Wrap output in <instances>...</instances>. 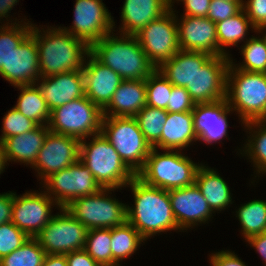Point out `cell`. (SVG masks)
Instances as JSON below:
<instances>
[{
    "label": "cell",
    "instance_id": "44",
    "mask_svg": "<svg viewBox=\"0 0 266 266\" xmlns=\"http://www.w3.org/2000/svg\"><path fill=\"white\" fill-rule=\"evenodd\" d=\"M242 7L255 29L266 24V0L243 1Z\"/></svg>",
    "mask_w": 266,
    "mask_h": 266
},
{
    "label": "cell",
    "instance_id": "42",
    "mask_svg": "<svg viewBox=\"0 0 266 266\" xmlns=\"http://www.w3.org/2000/svg\"><path fill=\"white\" fill-rule=\"evenodd\" d=\"M243 0H211L207 17L214 23L235 16L242 7Z\"/></svg>",
    "mask_w": 266,
    "mask_h": 266
},
{
    "label": "cell",
    "instance_id": "28",
    "mask_svg": "<svg viewBox=\"0 0 266 266\" xmlns=\"http://www.w3.org/2000/svg\"><path fill=\"white\" fill-rule=\"evenodd\" d=\"M195 184L214 213L232 204L230 188L214 169L201 163L196 171Z\"/></svg>",
    "mask_w": 266,
    "mask_h": 266
},
{
    "label": "cell",
    "instance_id": "19",
    "mask_svg": "<svg viewBox=\"0 0 266 266\" xmlns=\"http://www.w3.org/2000/svg\"><path fill=\"white\" fill-rule=\"evenodd\" d=\"M0 75L15 87L33 85L39 81L41 75L38 48L31 33L11 52L6 67L1 68Z\"/></svg>",
    "mask_w": 266,
    "mask_h": 266
},
{
    "label": "cell",
    "instance_id": "33",
    "mask_svg": "<svg viewBox=\"0 0 266 266\" xmlns=\"http://www.w3.org/2000/svg\"><path fill=\"white\" fill-rule=\"evenodd\" d=\"M241 225V233L245 240L266 232V200H253L241 204L236 211Z\"/></svg>",
    "mask_w": 266,
    "mask_h": 266
},
{
    "label": "cell",
    "instance_id": "11",
    "mask_svg": "<svg viewBox=\"0 0 266 266\" xmlns=\"http://www.w3.org/2000/svg\"><path fill=\"white\" fill-rule=\"evenodd\" d=\"M174 12L170 8L136 34L141 48L156 69L180 50Z\"/></svg>",
    "mask_w": 266,
    "mask_h": 266
},
{
    "label": "cell",
    "instance_id": "5",
    "mask_svg": "<svg viewBox=\"0 0 266 266\" xmlns=\"http://www.w3.org/2000/svg\"><path fill=\"white\" fill-rule=\"evenodd\" d=\"M79 160L90 170L101 188L121 189L136 176L102 133L90 142L80 140Z\"/></svg>",
    "mask_w": 266,
    "mask_h": 266
},
{
    "label": "cell",
    "instance_id": "23",
    "mask_svg": "<svg viewBox=\"0 0 266 266\" xmlns=\"http://www.w3.org/2000/svg\"><path fill=\"white\" fill-rule=\"evenodd\" d=\"M170 8L165 0H125L121 12L122 26L119 28V33L136 35Z\"/></svg>",
    "mask_w": 266,
    "mask_h": 266
},
{
    "label": "cell",
    "instance_id": "39",
    "mask_svg": "<svg viewBox=\"0 0 266 266\" xmlns=\"http://www.w3.org/2000/svg\"><path fill=\"white\" fill-rule=\"evenodd\" d=\"M146 84V105L167 109L173 85L155 69L145 80Z\"/></svg>",
    "mask_w": 266,
    "mask_h": 266
},
{
    "label": "cell",
    "instance_id": "6",
    "mask_svg": "<svg viewBox=\"0 0 266 266\" xmlns=\"http://www.w3.org/2000/svg\"><path fill=\"white\" fill-rule=\"evenodd\" d=\"M163 151L158 152L152 147L143 168L136 176L150 186L168 191L193 185L201 164L194 163L179 150Z\"/></svg>",
    "mask_w": 266,
    "mask_h": 266
},
{
    "label": "cell",
    "instance_id": "32",
    "mask_svg": "<svg viewBox=\"0 0 266 266\" xmlns=\"http://www.w3.org/2000/svg\"><path fill=\"white\" fill-rule=\"evenodd\" d=\"M243 126L245 130L249 129L250 136L246 139L248 141L242 153L251 159V162L253 160V166L256 168L254 172L259 177L260 173L266 174V124L263 121H253L244 123Z\"/></svg>",
    "mask_w": 266,
    "mask_h": 266
},
{
    "label": "cell",
    "instance_id": "49",
    "mask_svg": "<svg viewBox=\"0 0 266 266\" xmlns=\"http://www.w3.org/2000/svg\"><path fill=\"white\" fill-rule=\"evenodd\" d=\"M246 242L256 249L266 266V232L251 236Z\"/></svg>",
    "mask_w": 266,
    "mask_h": 266
},
{
    "label": "cell",
    "instance_id": "46",
    "mask_svg": "<svg viewBox=\"0 0 266 266\" xmlns=\"http://www.w3.org/2000/svg\"><path fill=\"white\" fill-rule=\"evenodd\" d=\"M183 2V16L207 17L211 0H178Z\"/></svg>",
    "mask_w": 266,
    "mask_h": 266
},
{
    "label": "cell",
    "instance_id": "34",
    "mask_svg": "<svg viewBox=\"0 0 266 266\" xmlns=\"http://www.w3.org/2000/svg\"><path fill=\"white\" fill-rule=\"evenodd\" d=\"M16 21L17 19L13 23L11 21V24L6 22L7 25L5 23L0 25V71L2 67H6L11 52L22 43L32 30L33 24L29 23L30 21L27 23L24 21L22 24L19 19L18 23Z\"/></svg>",
    "mask_w": 266,
    "mask_h": 266
},
{
    "label": "cell",
    "instance_id": "31",
    "mask_svg": "<svg viewBox=\"0 0 266 266\" xmlns=\"http://www.w3.org/2000/svg\"><path fill=\"white\" fill-rule=\"evenodd\" d=\"M249 28L256 32L245 11L242 9L235 16L216 23L218 48L226 55L230 56L225 50V46H237L238 43L248 40L247 33ZM246 36V37H245Z\"/></svg>",
    "mask_w": 266,
    "mask_h": 266
},
{
    "label": "cell",
    "instance_id": "24",
    "mask_svg": "<svg viewBox=\"0 0 266 266\" xmlns=\"http://www.w3.org/2000/svg\"><path fill=\"white\" fill-rule=\"evenodd\" d=\"M196 141L192 111L168 112L161 138L153 148L181 151Z\"/></svg>",
    "mask_w": 266,
    "mask_h": 266
},
{
    "label": "cell",
    "instance_id": "48",
    "mask_svg": "<svg viewBox=\"0 0 266 266\" xmlns=\"http://www.w3.org/2000/svg\"><path fill=\"white\" fill-rule=\"evenodd\" d=\"M14 192L0 194V225L12 220Z\"/></svg>",
    "mask_w": 266,
    "mask_h": 266
},
{
    "label": "cell",
    "instance_id": "27",
    "mask_svg": "<svg viewBox=\"0 0 266 266\" xmlns=\"http://www.w3.org/2000/svg\"><path fill=\"white\" fill-rule=\"evenodd\" d=\"M211 57L204 52L179 50L171 59L157 69L173 85L186 87L192 82L195 72Z\"/></svg>",
    "mask_w": 266,
    "mask_h": 266
},
{
    "label": "cell",
    "instance_id": "3",
    "mask_svg": "<svg viewBox=\"0 0 266 266\" xmlns=\"http://www.w3.org/2000/svg\"><path fill=\"white\" fill-rule=\"evenodd\" d=\"M109 33L90 47V53L123 80H146L156 69L140 46L136 35Z\"/></svg>",
    "mask_w": 266,
    "mask_h": 266
},
{
    "label": "cell",
    "instance_id": "51",
    "mask_svg": "<svg viewBox=\"0 0 266 266\" xmlns=\"http://www.w3.org/2000/svg\"><path fill=\"white\" fill-rule=\"evenodd\" d=\"M19 2V0H0V21L3 17L7 18L8 21V13L13 9V7Z\"/></svg>",
    "mask_w": 266,
    "mask_h": 266
},
{
    "label": "cell",
    "instance_id": "41",
    "mask_svg": "<svg viewBox=\"0 0 266 266\" xmlns=\"http://www.w3.org/2000/svg\"><path fill=\"white\" fill-rule=\"evenodd\" d=\"M30 237L11 221L0 225V259L20 248Z\"/></svg>",
    "mask_w": 266,
    "mask_h": 266
},
{
    "label": "cell",
    "instance_id": "52",
    "mask_svg": "<svg viewBox=\"0 0 266 266\" xmlns=\"http://www.w3.org/2000/svg\"><path fill=\"white\" fill-rule=\"evenodd\" d=\"M6 163L8 164L5 159L3 144L0 142V174L3 173L5 166H7Z\"/></svg>",
    "mask_w": 266,
    "mask_h": 266
},
{
    "label": "cell",
    "instance_id": "47",
    "mask_svg": "<svg viewBox=\"0 0 266 266\" xmlns=\"http://www.w3.org/2000/svg\"><path fill=\"white\" fill-rule=\"evenodd\" d=\"M65 255L68 266H100L84 249Z\"/></svg>",
    "mask_w": 266,
    "mask_h": 266
},
{
    "label": "cell",
    "instance_id": "36",
    "mask_svg": "<svg viewBox=\"0 0 266 266\" xmlns=\"http://www.w3.org/2000/svg\"><path fill=\"white\" fill-rule=\"evenodd\" d=\"M168 112L151 106H144L134 117L145 140L153 147L161 138Z\"/></svg>",
    "mask_w": 266,
    "mask_h": 266
},
{
    "label": "cell",
    "instance_id": "53",
    "mask_svg": "<svg viewBox=\"0 0 266 266\" xmlns=\"http://www.w3.org/2000/svg\"><path fill=\"white\" fill-rule=\"evenodd\" d=\"M265 31V33L263 34V32L261 31ZM256 33H262V39L264 40L265 44H266V24H263L261 26H259L257 29H256Z\"/></svg>",
    "mask_w": 266,
    "mask_h": 266
},
{
    "label": "cell",
    "instance_id": "18",
    "mask_svg": "<svg viewBox=\"0 0 266 266\" xmlns=\"http://www.w3.org/2000/svg\"><path fill=\"white\" fill-rule=\"evenodd\" d=\"M168 193L174 218L181 231L210 221L214 212L195 183L171 189Z\"/></svg>",
    "mask_w": 266,
    "mask_h": 266
},
{
    "label": "cell",
    "instance_id": "37",
    "mask_svg": "<svg viewBox=\"0 0 266 266\" xmlns=\"http://www.w3.org/2000/svg\"><path fill=\"white\" fill-rule=\"evenodd\" d=\"M46 252L35 238L0 259V266H42Z\"/></svg>",
    "mask_w": 266,
    "mask_h": 266
},
{
    "label": "cell",
    "instance_id": "8",
    "mask_svg": "<svg viewBox=\"0 0 266 266\" xmlns=\"http://www.w3.org/2000/svg\"><path fill=\"white\" fill-rule=\"evenodd\" d=\"M103 110L86 96L51 111L49 130L79 140L101 133Z\"/></svg>",
    "mask_w": 266,
    "mask_h": 266
},
{
    "label": "cell",
    "instance_id": "30",
    "mask_svg": "<svg viewBox=\"0 0 266 266\" xmlns=\"http://www.w3.org/2000/svg\"><path fill=\"white\" fill-rule=\"evenodd\" d=\"M144 241L146 240L128 221L111 228L112 266H120L119 262L132 256Z\"/></svg>",
    "mask_w": 266,
    "mask_h": 266
},
{
    "label": "cell",
    "instance_id": "35",
    "mask_svg": "<svg viewBox=\"0 0 266 266\" xmlns=\"http://www.w3.org/2000/svg\"><path fill=\"white\" fill-rule=\"evenodd\" d=\"M241 54L243 56V62L235 64L233 59L230 63L236 68L247 72L266 73V44L264 40L255 36H252L241 46Z\"/></svg>",
    "mask_w": 266,
    "mask_h": 266
},
{
    "label": "cell",
    "instance_id": "43",
    "mask_svg": "<svg viewBox=\"0 0 266 266\" xmlns=\"http://www.w3.org/2000/svg\"><path fill=\"white\" fill-rule=\"evenodd\" d=\"M195 102L191 99L190 94L185 87H172L171 96L167 105V112L180 113L192 111Z\"/></svg>",
    "mask_w": 266,
    "mask_h": 266
},
{
    "label": "cell",
    "instance_id": "4",
    "mask_svg": "<svg viewBox=\"0 0 266 266\" xmlns=\"http://www.w3.org/2000/svg\"><path fill=\"white\" fill-rule=\"evenodd\" d=\"M229 107L238 113L242 124L266 119V73L227 69L226 98Z\"/></svg>",
    "mask_w": 266,
    "mask_h": 266
},
{
    "label": "cell",
    "instance_id": "13",
    "mask_svg": "<svg viewBox=\"0 0 266 266\" xmlns=\"http://www.w3.org/2000/svg\"><path fill=\"white\" fill-rule=\"evenodd\" d=\"M74 21L64 31L84 41L89 47L105 35L115 31V22L102 0H76Z\"/></svg>",
    "mask_w": 266,
    "mask_h": 266
},
{
    "label": "cell",
    "instance_id": "50",
    "mask_svg": "<svg viewBox=\"0 0 266 266\" xmlns=\"http://www.w3.org/2000/svg\"><path fill=\"white\" fill-rule=\"evenodd\" d=\"M42 266H68L66 255L46 254Z\"/></svg>",
    "mask_w": 266,
    "mask_h": 266
},
{
    "label": "cell",
    "instance_id": "12",
    "mask_svg": "<svg viewBox=\"0 0 266 266\" xmlns=\"http://www.w3.org/2000/svg\"><path fill=\"white\" fill-rule=\"evenodd\" d=\"M43 185L45 192L60 208H65L76 198L96 194L102 189L80 160L48 176Z\"/></svg>",
    "mask_w": 266,
    "mask_h": 266
},
{
    "label": "cell",
    "instance_id": "38",
    "mask_svg": "<svg viewBox=\"0 0 266 266\" xmlns=\"http://www.w3.org/2000/svg\"><path fill=\"white\" fill-rule=\"evenodd\" d=\"M111 229H90L84 250L100 265L112 266Z\"/></svg>",
    "mask_w": 266,
    "mask_h": 266
},
{
    "label": "cell",
    "instance_id": "54",
    "mask_svg": "<svg viewBox=\"0 0 266 266\" xmlns=\"http://www.w3.org/2000/svg\"><path fill=\"white\" fill-rule=\"evenodd\" d=\"M166 1V3L172 8V6H174V2H175V0H165ZM176 1H178V0H176Z\"/></svg>",
    "mask_w": 266,
    "mask_h": 266
},
{
    "label": "cell",
    "instance_id": "15",
    "mask_svg": "<svg viewBox=\"0 0 266 266\" xmlns=\"http://www.w3.org/2000/svg\"><path fill=\"white\" fill-rule=\"evenodd\" d=\"M79 155V139L49 131L31 168H34L41 181H44L51 174L76 163Z\"/></svg>",
    "mask_w": 266,
    "mask_h": 266
},
{
    "label": "cell",
    "instance_id": "10",
    "mask_svg": "<svg viewBox=\"0 0 266 266\" xmlns=\"http://www.w3.org/2000/svg\"><path fill=\"white\" fill-rule=\"evenodd\" d=\"M88 229L65 208L45 225L35 239L46 254L65 255L84 249Z\"/></svg>",
    "mask_w": 266,
    "mask_h": 266
},
{
    "label": "cell",
    "instance_id": "29",
    "mask_svg": "<svg viewBox=\"0 0 266 266\" xmlns=\"http://www.w3.org/2000/svg\"><path fill=\"white\" fill-rule=\"evenodd\" d=\"M20 90L17 103L14 106L26 118L31 119L38 125H48L51 117L46 101L36 84L16 86Z\"/></svg>",
    "mask_w": 266,
    "mask_h": 266
},
{
    "label": "cell",
    "instance_id": "14",
    "mask_svg": "<svg viewBox=\"0 0 266 266\" xmlns=\"http://www.w3.org/2000/svg\"><path fill=\"white\" fill-rule=\"evenodd\" d=\"M55 205L60 210L58 204L45 191H30L21 196H17L15 192L11 222L30 238H35L53 218L51 210Z\"/></svg>",
    "mask_w": 266,
    "mask_h": 266
},
{
    "label": "cell",
    "instance_id": "45",
    "mask_svg": "<svg viewBox=\"0 0 266 266\" xmlns=\"http://www.w3.org/2000/svg\"><path fill=\"white\" fill-rule=\"evenodd\" d=\"M209 261L211 266H246L238 255L228 250L212 253Z\"/></svg>",
    "mask_w": 266,
    "mask_h": 266
},
{
    "label": "cell",
    "instance_id": "9",
    "mask_svg": "<svg viewBox=\"0 0 266 266\" xmlns=\"http://www.w3.org/2000/svg\"><path fill=\"white\" fill-rule=\"evenodd\" d=\"M114 190L102 188L96 194L76 198L65 209L88 230L120 226L127 221L128 205L111 198Z\"/></svg>",
    "mask_w": 266,
    "mask_h": 266
},
{
    "label": "cell",
    "instance_id": "7",
    "mask_svg": "<svg viewBox=\"0 0 266 266\" xmlns=\"http://www.w3.org/2000/svg\"><path fill=\"white\" fill-rule=\"evenodd\" d=\"M101 133L135 174L143 168L152 147L135 117L103 116Z\"/></svg>",
    "mask_w": 266,
    "mask_h": 266
},
{
    "label": "cell",
    "instance_id": "20",
    "mask_svg": "<svg viewBox=\"0 0 266 266\" xmlns=\"http://www.w3.org/2000/svg\"><path fill=\"white\" fill-rule=\"evenodd\" d=\"M233 111L226 99L211 103H197L192 110L194 130L198 141L212 145L228 137L227 116Z\"/></svg>",
    "mask_w": 266,
    "mask_h": 266
},
{
    "label": "cell",
    "instance_id": "16",
    "mask_svg": "<svg viewBox=\"0 0 266 266\" xmlns=\"http://www.w3.org/2000/svg\"><path fill=\"white\" fill-rule=\"evenodd\" d=\"M230 56H211L195 72L192 82L185 89L197 103H211L226 98V77Z\"/></svg>",
    "mask_w": 266,
    "mask_h": 266
},
{
    "label": "cell",
    "instance_id": "25",
    "mask_svg": "<svg viewBox=\"0 0 266 266\" xmlns=\"http://www.w3.org/2000/svg\"><path fill=\"white\" fill-rule=\"evenodd\" d=\"M144 106L145 80H123L103 109V116L134 117Z\"/></svg>",
    "mask_w": 266,
    "mask_h": 266
},
{
    "label": "cell",
    "instance_id": "17",
    "mask_svg": "<svg viewBox=\"0 0 266 266\" xmlns=\"http://www.w3.org/2000/svg\"><path fill=\"white\" fill-rule=\"evenodd\" d=\"M177 17L180 50L226 56L218 48L216 23L208 17L182 16L181 20Z\"/></svg>",
    "mask_w": 266,
    "mask_h": 266
},
{
    "label": "cell",
    "instance_id": "26",
    "mask_svg": "<svg viewBox=\"0 0 266 266\" xmlns=\"http://www.w3.org/2000/svg\"><path fill=\"white\" fill-rule=\"evenodd\" d=\"M49 131L48 125H38L31 131L6 138L2 142L6 162L16 161L32 167Z\"/></svg>",
    "mask_w": 266,
    "mask_h": 266
},
{
    "label": "cell",
    "instance_id": "2",
    "mask_svg": "<svg viewBox=\"0 0 266 266\" xmlns=\"http://www.w3.org/2000/svg\"><path fill=\"white\" fill-rule=\"evenodd\" d=\"M41 30L32 25L31 34L38 48L41 77L83 69L90 53V47L84 41L64 31L61 26H48L46 30Z\"/></svg>",
    "mask_w": 266,
    "mask_h": 266
},
{
    "label": "cell",
    "instance_id": "1",
    "mask_svg": "<svg viewBox=\"0 0 266 266\" xmlns=\"http://www.w3.org/2000/svg\"><path fill=\"white\" fill-rule=\"evenodd\" d=\"M134 205L127 206V221L147 240L166 231L181 230L174 218L168 190L150 186L135 176L127 185Z\"/></svg>",
    "mask_w": 266,
    "mask_h": 266
},
{
    "label": "cell",
    "instance_id": "22",
    "mask_svg": "<svg viewBox=\"0 0 266 266\" xmlns=\"http://www.w3.org/2000/svg\"><path fill=\"white\" fill-rule=\"evenodd\" d=\"M39 80L36 85L50 111L85 96L82 70L41 77Z\"/></svg>",
    "mask_w": 266,
    "mask_h": 266
},
{
    "label": "cell",
    "instance_id": "40",
    "mask_svg": "<svg viewBox=\"0 0 266 266\" xmlns=\"http://www.w3.org/2000/svg\"><path fill=\"white\" fill-rule=\"evenodd\" d=\"M2 135L0 142L2 143L10 136L21 135L25 132L35 129L38 124L29 118H26L14 107L10 109L3 117Z\"/></svg>",
    "mask_w": 266,
    "mask_h": 266
},
{
    "label": "cell",
    "instance_id": "21",
    "mask_svg": "<svg viewBox=\"0 0 266 266\" xmlns=\"http://www.w3.org/2000/svg\"><path fill=\"white\" fill-rule=\"evenodd\" d=\"M86 57L87 60L82 69L85 96L103 110L123 79L111 68L99 62L91 53Z\"/></svg>",
    "mask_w": 266,
    "mask_h": 266
}]
</instances>
